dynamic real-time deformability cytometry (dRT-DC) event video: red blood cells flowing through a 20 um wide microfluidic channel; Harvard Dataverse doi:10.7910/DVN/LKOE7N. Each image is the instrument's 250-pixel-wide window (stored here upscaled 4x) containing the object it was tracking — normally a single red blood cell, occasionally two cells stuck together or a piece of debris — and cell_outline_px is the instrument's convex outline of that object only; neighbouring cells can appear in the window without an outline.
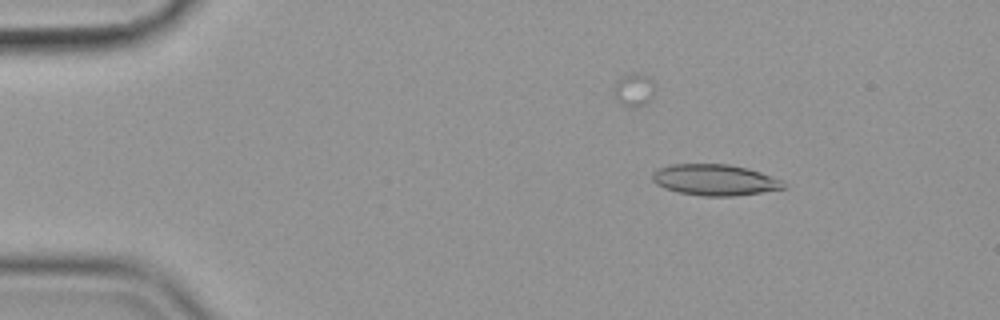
{"species": "common noctule bat (a hibernating species)", "species_latin": "Nyctalus noctula", "temperature_condition": "cold", "stored_images_in_passage": 53, "camera_frame_rate_fps": 3000, "um_per_image_px": 0.085, "animal": {"sex": "female", "body_mass_g": 19.9}, "frame": {"image": 1, "passage_image": 6, "time_ms": 1.667, "image_size_px": [1000, 320], "cell_outline_px": [[788, 188], [736, 196], [704, 196], [676, 192], [664, 188], [656, 184], [652, 180], [652, 172], [660, 168], [672, 164], [728, 164], [748, 168], [784, 180], [788, 184]], "centroid_in_image_um": [60.81, 15.3], "position_along_channel_um": 24.2, "area_um2": 24.1}}
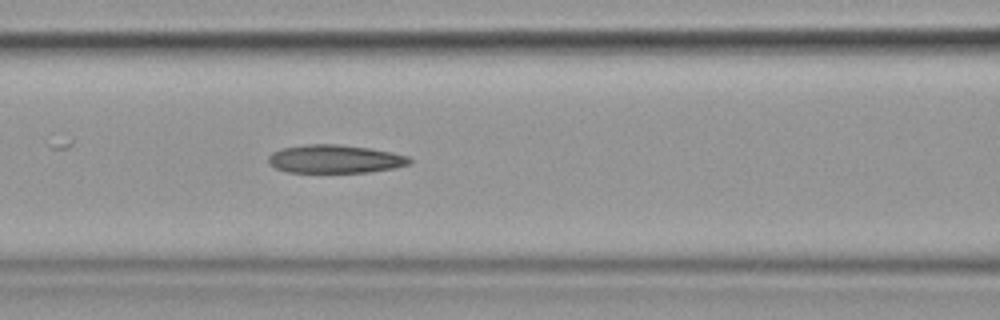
{"frame": {"image": 2, "passage_image": 22, "time_ms": 7.0, "image_size_px": [1000, 320], "cell_outline_px": [[412, 160], [408, 164], [396, 168], [368, 172], [288, 172], [276, 168], [268, 164], [268, 156], [272, 152], [280, 148], [308, 144], [340, 144], [368, 148], [392, 152], [408, 156]], "centroid_in_image_um": [28.45, 13.51], "position_along_channel_um": 138.1, "area_um2": 23.35}}
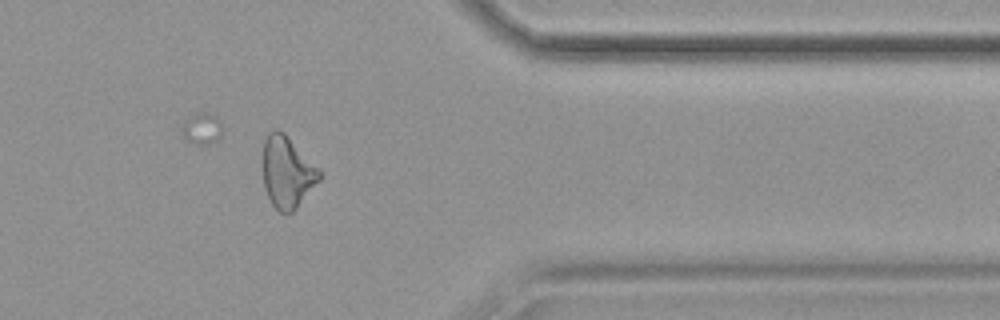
{"frame": {"image": 3, "passage_image": 44, "time_ms": 14.333, "image_size_px": [1000, 320], "cell_outline_px": [[320, 180], [296, 208], [292, 212], [280, 212], [272, 204], [264, 188], [260, 160], [264, 140], [268, 132], [276, 128], [284, 132], [320, 172]], "centroid_in_image_um": [24.33, 14.61], "position_along_channel_um": 387.1, "area_um2": 23.64}, "authors_computed_cell_mechanics": {"area_um2": 23.9292, "velocity_mm_per_s": 3.5841, "shape_relaxation_time_tau1_ms": null, "shape_relaxation_time_tau2_ms": 7.4674, "deformation_change_tau1": null, "deformation_change_tau2": 0.1905}}